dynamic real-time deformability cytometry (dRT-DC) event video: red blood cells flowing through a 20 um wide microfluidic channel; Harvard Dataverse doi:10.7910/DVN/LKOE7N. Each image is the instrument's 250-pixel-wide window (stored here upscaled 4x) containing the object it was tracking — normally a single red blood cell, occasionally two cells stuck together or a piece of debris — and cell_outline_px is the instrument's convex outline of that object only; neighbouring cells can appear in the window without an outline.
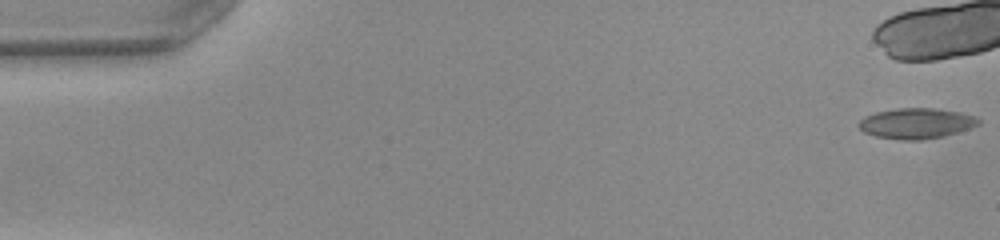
{"species": "common noctule bat (a hibernating species)", "species_latin": "Nyctalus noctula", "temperature_condition": "warm", "stored_images_in_passage": 13, "camera_frame_rate_fps": 3000, "um_per_image_px": 0.085, "animal": {"sex": "female", "body_mass_g": 22.0, "forearm_length_mm": 56.7}, "frame": {"image": 1, "passage_image": 1, "time_ms": 0.0, "image_size_px": [1000, 240], "cell_outline_px": [[980, 124], [944, 136], [920, 140], [900, 140], [876, 136], [864, 132], [856, 124], [864, 116], [876, 112], [896, 108], [932, 108], [956, 112], [972, 116], [980, 120]], "centroid_in_image_um": [77.82, 10.49], "position_along_channel_um": 7.2, "area_um2": 21.04}}